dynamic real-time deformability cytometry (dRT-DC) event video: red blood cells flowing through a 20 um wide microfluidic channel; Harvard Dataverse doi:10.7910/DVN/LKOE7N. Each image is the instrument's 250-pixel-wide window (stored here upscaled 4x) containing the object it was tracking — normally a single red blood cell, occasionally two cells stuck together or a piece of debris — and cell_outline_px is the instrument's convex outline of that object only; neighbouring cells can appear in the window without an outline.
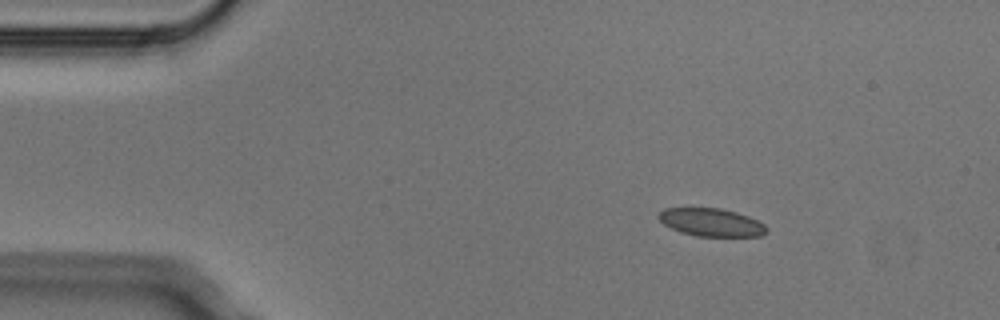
{"species": "Egyptian fruit bat (a non-hibernating species)", "species_latin": "Rousettus aegyptiacus", "temperature_condition": "cold", "stored_images_in_passage": 4, "camera_frame_rate_fps": 3000, "um_per_image_px": 0.085, "animal": {"sex": "male"}, "frame": {"image": 1, "passage_image": 1, "time_ms": 0.0, "image_size_px": [1000, 320], "cell_outline_px": [[768, 232], [760, 236], [696, 236], [680, 232], [664, 224], [656, 216], [664, 208], [720, 208], [736, 212], [748, 216], [764, 224], [768, 228]], "centroid_in_image_um": [60.46, 18.9], "position_along_channel_um": 24.5, "area_um2": 17.57}}
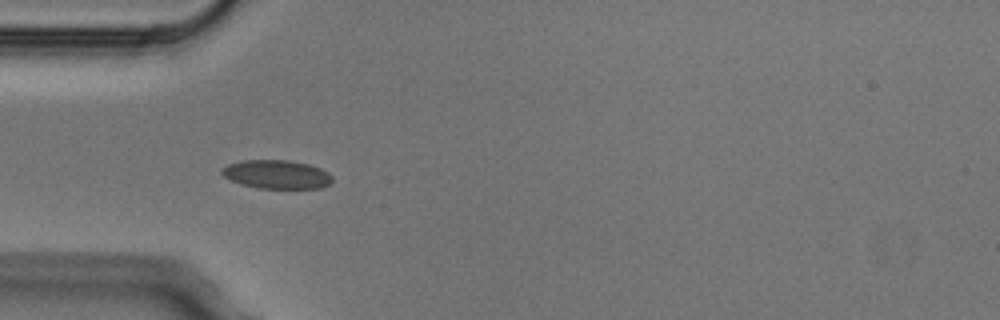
{"frame": {"image": 2, "passage_image": 3, "time_ms": 0.667, "image_size_px": [1000, 320], "cell_outline_px": [[332, 180], [328, 184], [320, 188], [260, 188], [240, 184], [224, 176], [220, 172], [228, 164], [244, 160], [288, 160], [308, 164], [320, 168], [328, 172], [332, 176]], "centroid_in_image_um": [23.53, 14.82], "position_along_channel_um": 61.5, "area_um2": 18.26}}
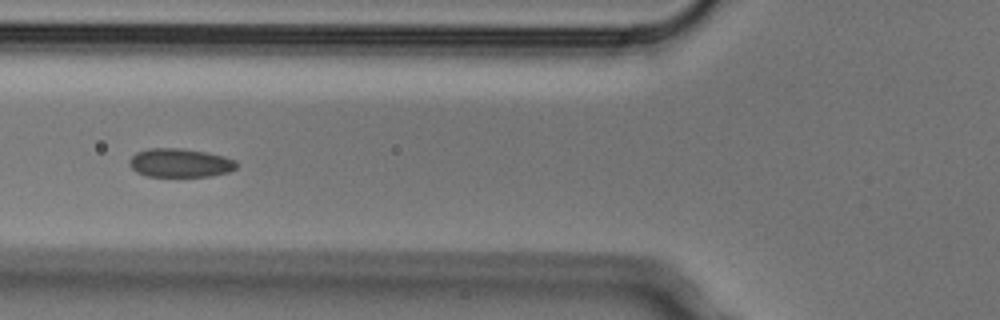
{"frame": {"image": 3, "passage_image": 4, "time_ms": 1.0, "image_size_px": [1000, 320], "cell_outline_px": [[236, 168], [228, 172], [212, 176], [148, 176], [136, 172], [128, 164], [128, 160], [136, 152], [148, 148], [184, 148], [208, 152], [224, 156], [236, 160]], "centroid_in_image_um": [15.29, 13.83], "position_along_channel_um": 110.5, "area_um2": 18.09}}